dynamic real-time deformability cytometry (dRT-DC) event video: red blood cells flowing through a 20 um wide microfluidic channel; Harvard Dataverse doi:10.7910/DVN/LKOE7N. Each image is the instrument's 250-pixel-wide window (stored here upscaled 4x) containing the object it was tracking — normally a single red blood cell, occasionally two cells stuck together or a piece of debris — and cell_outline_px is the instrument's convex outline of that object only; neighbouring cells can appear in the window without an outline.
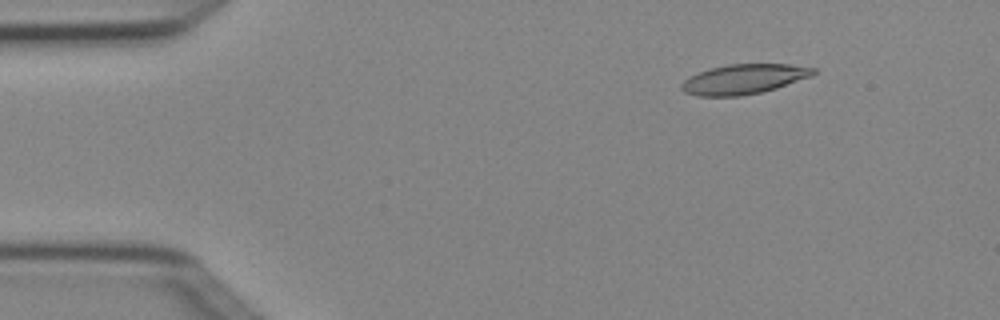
{"species": "Egyptian fruit bat (a non-hibernating species)", "species_latin": "Rousettus aegyptiacus", "temperature_condition": "cold", "stored_images_in_passage": 4, "camera_frame_rate_fps": 3000, "um_per_image_px": 0.085, "animal": {"sex": "female"}, "frame": {"image": 1, "passage_image": 2, "time_ms": 0.333, "image_size_px": [1000, 320], "cell_outline_px": [[816, 72], [812, 76], [776, 88], [760, 92], [740, 96], [696, 96], [684, 92], [680, 88], [680, 84], [688, 76], [712, 68], [728, 64], [792, 64], [816, 68]], "centroid_in_image_um": [63.22, 6.72], "position_along_channel_um": 21.8, "area_um2": 22.95}}